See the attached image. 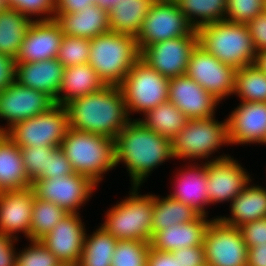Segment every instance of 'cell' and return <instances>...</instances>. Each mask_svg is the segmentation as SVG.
<instances>
[{"label":"cell","mask_w":266,"mask_h":266,"mask_svg":"<svg viewBox=\"0 0 266 266\" xmlns=\"http://www.w3.org/2000/svg\"><path fill=\"white\" fill-rule=\"evenodd\" d=\"M65 107L69 128L112 139L131 121L119 86L106 85L99 91L71 100Z\"/></svg>","instance_id":"cell-1"},{"label":"cell","mask_w":266,"mask_h":266,"mask_svg":"<svg viewBox=\"0 0 266 266\" xmlns=\"http://www.w3.org/2000/svg\"><path fill=\"white\" fill-rule=\"evenodd\" d=\"M114 145L116 164H126L132 186H140L154 168L174 158L171 140L149 130L138 119L123 127Z\"/></svg>","instance_id":"cell-2"},{"label":"cell","mask_w":266,"mask_h":266,"mask_svg":"<svg viewBox=\"0 0 266 266\" xmlns=\"http://www.w3.org/2000/svg\"><path fill=\"white\" fill-rule=\"evenodd\" d=\"M75 173L85 175L96 185L103 173L115 167L114 139L68 128L60 145Z\"/></svg>","instance_id":"cell-3"},{"label":"cell","mask_w":266,"mask_h":266,"mask_svg":"<svg viewBox=\"0 0 266 266\" xmlns=\"http://www.w3.org/2000/svg\"><path fill=\"white\" fill-rule=\"evenodd\" d=\"M198 45L224 64L236 69L254 64L256 51L248 26L227 20L197 29Z\"/></svg>","instance_id":"cell-4"},{"label":"cell","mask_w":266,"mask_h":266,"mask_svg":"<svg viewBox=\"0 0 266 266\" xmlns=\"http://www.w3.org/2000/svg\"><path fill=\"white\" fill-rule=\"evenodd\" d=\"M140 55L135 37L109 31L90 39L88 63L105 85L119 86Z\"/></svg>","instance_id":"cell-5"},{"label":"cell","mask_w":266,"mask_h":266,"mask_svg":"<svg viewBox=\"0 0 266 266\" xmlns=\"http://www.w3.org/2000/svg\"><path fill=\"white\" fill-rule=\"evenodd\" d=\"M131 196L116 203L109 211L101 227L115 239L150 242L154 195H138L139 186H133Z\"/></svg>","instance_id":"cell-6"},{"label":"cell","mask_w":266,"mask_h":266,"mask_svg":"<svg viewBox=\"0 0 266 266\" xmlns=\"http://www.w3.org/2000/svg\"><path fill=\"white\" fill-rule=\"evenodd\" d=\"M169 80L140 58L119 85L128 115L131 111L145 114L156 106L167 102Z\"/></svg>","instance_id":"cell-7"},{"label":"cell","mask_w":266,"mask_h":266,"mask_svg":"<svg viewBox=\"0 0 266 266\" xmlns=\"http://www.w3.org/2000/svg\"><path fill=\"white\" fill-rule=\"evenodd\" d=\"M228 144L227 120L213 117L189 119L186 126L171 139L174 158H209L221 145Z\"/></svg>","instance_id":"cell-8"},{"label":"cell","mask_w":266,"mask_h":266,"mask_svg":"<svg viewBox=\"0 0 266 266\" xmlns=\"http://www.w3.org/2000/svg\"><path fill=\"white\" fill-rule=\"evenodd\" d=\"M68 128L66 107L55 103L46 112L16 123L6 134L20 148L60 147Z\"/></svg>","instance_id":"cell-9"},{"label":"cell","mask_w":266,"mask_h":266,"mask_svg":"<svg viewBox=\"0 0 266 266\" xmlns=\"http://www.w3.org/2000/svg\"><path fill=\"white\" fill-rule=\"evenodd\" d=\"M195 29L174 0H155L136 36L140 53L163 40L190 35Z\"/></svg>","instance_id":"cell-10"},{"label":"cell","mask_w":266,"mask_h":266,"mask_svg":"<svg viewBox=\"0 0 266 266\" xmlns=\"http://www.w3.org/2000/svg\"><path fill=\"white\" fill-rule=\"evenodd\" d=\"M203 247L207 266H247L248 248L237 227L211 219Z\"/></svg>","instance_id":"cell-11"},{"label":"cell","mask_w":266,"mask_h":266,"mask_svg":"<svg viewBox=\"0 0 266 266\" xmlns=\"http://www.w3.org/2000/svg\"><path fill=\"white\" fill-rule=\"evenodd\" d=\"M95 187L97 185L91 179L78 173L36 179L31 185L35 197L53 202L68 213H79V206L89 200Z\"/></svg>","instance_id":"cell-12"},{"label":"cell","mask_w":266,"mask_h":266,"mask_svg":"<svg viewBox=\"0 0 266 266\" xmlns=\"http://www.w3.org/2000/svg\"><path fill=\"white\" fill-rule=\"evenodd\" d=\"M198 45L197 30L190 35L163 40L146 47L141 59L169 79L185 75L190 55Z\"/></svg>","instance_id":"cell-13"},{"label":"cell","mask_w":266,"mask_h":266,"mask_svg":"<svg viewBox=\"0 0 266 266\" xmlns=\"http://www.w3.org/2000/svg\"><path fill=\"white\" fill-rule=\"evenodd\" d=\"M236 70L197 45L190 55L186 75L221 101L234 92Z\"/></svg>","instance_id":"cell-14"},{"label":"cell","mask_w":266,"mask_h":266,"mask_svg":"<svg viewBox=\"0 0 266 266\" xmlns=\"http://www.w3.org/2000/svg\"><path fill=\"white\" fill-rule=\"evenodd\" d=\"M209 203L231 201L252 180L241 165L230 156H219L206 162Z\"/></svg>","instance_id":"cell-15"},{"label":"cell","mask_w":266,"mask_h":266,"mask_svg":"<svg viewBox=\"0 0 266 266\" xmlns=\"http://www.w3.org/2000/svg\"><path fill=\"white\" fill-rule=\"evenodd\" d=\"M54 104L55 102L45 93L15 81L0 91V118L7 120V127L9 126L4 129V133L16 123L46 112Z\"/></svg>","instance_id":"cell-16"},{"label":"cell","mask_w":266,"mask_h":266,"mask_svg":"<svg viewBox=\"0 0 266 266\" xmlns=\"http://www.w3.org/2000/svg\"><path fill=\"white\" fill-rule=\"evenodd\" d=\"M168 101L189 119L213 117L220 102L186 74L169 80Z\"/></svg>","instance_id":"cell-17"},{"label":"cell","mask_w":266,"mask_h":266,"mask_svg":"<svg viewBox=\"0 0 266 266\" xmlns=\"http://www.w3.org/2000/svg\"><path fill=\"white\" fill-rule=\"evenodd\" d=\"M79 213H68L39 241L63 264H78L83 251L85 226Z\"/></svg>","instance_id":"cell-18"},{"label":"cell","mask_w":266,"mask_h":266,"mask_svg":"<svg viewBox=\"0 0 266 266\" xmlns=\"http://www.w3.org/2000/svg\"><path fill=\"white\" fill-rule=\"evenodd\" d=\"M64 34L54 20H33L27 29L16 62H38L57 57Z\"/></svg>","instance_id":"cell-19"},{"label":"cell","mask_w":266,"mask_h":266,"mask_svg":"<svg viewBox=\"0 0 266 266\" xmlns=\"http://www.w3.org/2000/svg\"><path fill=\"white\" fill-rule=\"evenodd\" d=\"M226 120L229 144L265 142L266 102L242 101Z\"/></svg>","instance_id":"cell-20"},{"label":"cell","mask_w":266,"mask_h":266,"mask_svg":"<svg viewBox=\"0 0 266 266\" xmlns=\"http://www.w3.org/2000/svg\"><path fill=\"white\" fill-rule=\"evenodd\" d=\"M34 198L35 193L31 187L0 192L1 233L15 237L18 231L29 239Z\"/></svg>","instance_id":"cell-21"},{"label":"cell","mask_w":266,"mask_h":266,"mask_svg":"<svg viewBox=\"0 0 266 266\" xmlns=\"http://www.w3.org/2000/svg\"><path fill=\"white\" fill-rule=\"evenodd\" d=\"M64 69L56 58L38 62H16V82L45 93L56 103Z\"/></svg>","instance_id":"cell-22"},{"label":"cell","mask_w":266,"mask_h":266,"mask_svg":"<svg viewBox=\"0 0 266 266\" xmlns=\"http://www.w3.org/2000/svg\"><path fill=\"white\" fill-rule=\"evenodd\" d=\"M54 20L70 37L92 39L110 31L108 10L97 4L76 13H55Z\"/></svg>","instance_id":"cell-23"},{"label":"cell","mask_w":266,"mask_h":266,"mask_svg":"<svg viewBox=\"0 0 266 266\" xmlns=\"http://www.w3.org/2000/svg\"><path fill=\"white\" fill-rule=\"evenodd\" d=\"M206 217L199 215L191 222L170 225L155 232L150 240V248L172 252L184 247L203 246L205 231L211 222Z\"/></svg>","instance_id":"cell-24"},{"label":"cell","mask_w":266,"mask_h":266,"mask_svg":"<svg viewBox=\"0 0 266 266\" xmlns=\"http://www.w3.org/2000/svg\"><path fill=\"white\" fill-rule=\"evenodd\" d=\"M31 185L32 181L24 167L21 148L4 133L0 137V192L21 190Z\"/></svg>","instance_id":"cell-25"},{"label":"cell","mask_w":266,"mask_h":266,"mask_svg":"<svg viewBox=\"0 0 266 266\" xmlns=\"http://www.w3.org/2000/svg\"><path fill=\"white\" fill-rule=\"evenodd\" d=\"M245 188L230 202L231 218L218 217L229 226L237 227L266 217V189L261 186Z\"/></svg>","instance_id":"cell-26"},{"label":"cell","mask_w":266,"mask_h":266,"mask_svg":"<svg viewBox=\"0 0 266 266\" xmlns=\"http://www.w3.org/2000/svg\"><path fill=\"white\" fill-rule=\"evenodd\" d=\"M104 86L89 63L67 67L64 69L56 104L65 106L71 100L99 91Z\"/></svg>","instance_id":"cell-27"},{"label":"cell","mask_w":266,"mask_h":266,"mask_svg":"<svg viewBox=\"0 0 266 266\" xmlns=\"http://www.w3.org/2000/svg\"><path fill=\"white\" fill-rule=\"evenodd\" d=\"M190 167V169H189ZM185 172L178 173L177 186L170 197L192 207L197 213L207 216L204 205H208L206 162L201 167L189 166ZM178 187V188H177Z\"/></svg>","instance_id":"cell-28"},{"label":"cell","mask_w":266,"mask_h":266,"mask_svg":"<svg viewBox=\"0 0 266 266\" xmlns=\"http://www.w3.org/2000/svg\"><path fill=\"white\" fill-rule=\"evenodd\" d=\"M155 0H122L108 11L110 31L136 38Z\"/></svg>","instance_id":"cell-29"},{"label":"cell","mask_w":266,"mask_h":266,"mask_svg":"<svg viewBox=\"0 0 266 266\" xmlns=\"http://www.w3.org/2000/svg\"><path fill=\"white\" fill-rule=\"evenodd\" d=\"M31 17L22 15L12 8L0 10V53L16 59Z\"/></svg>","instance_id":"cell-30"},{"label":"cell","mask_w":266,"mask_h":266,"mask_svg":"<svg viewBox=\"0 0 266 266\" xmlns=\"http://www.w3.org/2000/svg\"><path fill=\"white\" fill-rule=\"evenodd\" d=\"M144 115L145 119L138 120L145 127L170 140L186 126L189 120L169 101L156 106Z\"/></svg>","instance_id":"cell-31"},{"label":"cell","mask_w":266,"mask_h":266,"mask_svg":"<svg viewBox=\"0 0 266 266\" xmlns=\"http://www.w3.org/2000/svg\"><path fill=\"white\" fill-rule=\"evenodd\" d=\"M199 215L192 207L171 198L169 195L162 199L154 195L152 235L170 225L191 222Z\"/></svg>","instance_id":"cell-32"},{"label":"cell","mask_w":266,"mask_h":266,"mask_svg":"<svg viewBox=\"0 0 266 266\" xmlns=\"http://www.w3.org/2000/svg\"><path fill=\"white\" fill-rule=\"evenodd\" d=\"M118 240L101 226L92 235L85 233L79 266H111Z\"/></svg>","instance_id":"cell-33"},{"label":"cell","mask_w":266,"mask_h":266,"mask_svg":"<svg viewBox=\"0 0 266 266\" xmlns=\"http://www.w3.org/2000/svg\"><path fill=\"white\" fill-rule=\"evenodd\" d=\"M174 1L179 6V9L183 12L188 22L195 30L204 25L212 24L226 19L227 0ZM197 17L198 19H200L197 20Z\"/></svg>","instance_id":"cell-34"},{"label":"cell","mask_w":266,"mask_h":266,"mask_svg":"<svg viewBox=\"0 0 266 266\" xmlns=\"http://www.w3.org/2000/svg\"><path fill=\"white\" fill-rule=\"evenodd\" d=\"M233 94L246 102H266V74L254 64L237 69Z\"/></svg>","instance_id":"cell-35"},{"label":"cell","mask_w":266,"mask_h":266,"mask_svg":"<svg viewBox=\"0 0 266 266\" xmlns=\"http://www.w3.org/2000/svg\"><path fill=\"white\" fill-rule=\"evenodd\" d=\"M68 212L53 202L35 197L33 200L32 219L29 240H40L47 235Z\"/></svg>","instance_id":"cell-36"},{"label":"cell","mask_w":266,"mask_h":266,"mask_svg":"<svg viewBox=\"0 0 266 266\" xmlns=\"http://www.w3.org/2000/svg\"><path fill=\"white\" fill-rule=\"evenodd\" d=\"M150 242L139 240H119L111 266H146Z\"/></svg>","instance_id":"cell-37"},{"label":"cell","mask_w":266,"mask_h":266,"mask_svg":"<svg viewBox=\"0 0 266 266\" xmlns=\"http://www.w3.org/2000/svg\"><path fill=\"white\" fill-rule=\"evenodd\" d=\"M90 39L64 35L56 59L64 66H77L89 62Z\"/></svg>","instance_id":"cell-38"},{"label":"cell","mask_w":266,"mask_h":266,"mask_svg":"<svg viewBox=\"0 0 266 266\" xmlns=\"http://www.w3.org/2000/svg\"><path fill=\"white\" fill-rule=\"evenodd\" d=\"M30 247L16 253L15 266H60L62 262L39 240H30Z\"/></svg>","instance_id":"cell-39"},{"label":"cell","mask_w":266,"mask_h":266,"mask_svg":"<svg viewBox=\"0 0 266 266\" xmlns=\"http://www.w3.org/2000/svg\"><path fill=\"white\" fill-rule=\"evenodd\" d=\"M265 9V0H227L225 20L247 24Z\"/></svg>","instance_id":"cell-40"},{"label":"cell","mask_w":266,"mask_h":266,"mask_svg":"<svg viewBox=\"0 0 266 266\" xmlns=\"http://www.w3.org/2000/svg\"><path fill=\"white\" fill-rule=\"evenodd\" d=\"M53 148L51 146L21 148L24 167L32 182L47 170L48 154Z\"/></svg>","instance_id":"cell-41"},{"label":"cell","mask_w":266,"mask_h":266,"mask_svg":"<svg viewBox=\"0 0 266 266\" xmlns=\"http://www.w3.org/2000/svg\"><path fill=\"white\" fill-rule=\"evenodd\" d=\"M55 1L56 0H5V3L7 8H12L27 17L47 14L46 17H40L38 20H51L55 18Z\"/></svg>","instance_id":"cell-42"},{"label":"cell","mask_w":266,"mask_h":266,"mask_svg":"<svg viewBox=\"0 0 266 266\" xmlns=\"http://www.w3.org/2000/svg\"><path fill=\"white\" fill-rule=\"evenodd\" d=\"M75 173L70 161L60 147H54L48 154L47 170L37 179H49L57 176H67Z\"/></svg>","instance_id":"cell-43"},{"label":"cell","mask_w":266,"mask_h":266,"mask_svg":"<svg viewBox=\"0 0 266 266\" xmlns=\"http://www.w3.org/2000/svg\"><path fill=\"white\" fill-rule=\"evenodd\" d=\"M247 248L266 243V217L239 227Z\"/></svg>","instance_id":"cell-44"},{"label":"cell","mask_w":266,"mask_h":266,"mask_svg":"<svg viewBox=\"0 0 266 266\" xmlns=\"http://www.w3.org/2000/svg\"><path fill=\"white\" fill-rule=\"evenodd\" d=\"M182 266H207L203 246L184 247L172 251Z\"/></svg>","instance_id":"cell-45"},{"label":"cell","mask_w":266,"mask_h":266,"mask_svg":"<svg viewBox=\"0 0 266 266\" xmlns=\"http://www.w3.org/2000/svg\"><path fill=\"white\" fill-rule=\"evenodd\" d=\"M256 53L266 50V9L247 24Z\"/></svg>","instance_id":"cell-46"},{"label":"cell","mask_w":266,"mask_h":266,"mask_svg":"<svg viewBox=\"0 0 266 266\" xmlns=\"http://www.w3.org/2000/svg\"><path fill=\"white\" fill-rule=\"evenodd\" d=\"M16 81L15 59L0 53V91L8 88Z\"/></svg>","instance_id":"cell-47"},{"label":"cell","mask_w":266,"mask_h":266,"mask_svg":"<svg viewBox=\"0 0 266 266\" xmlns=\"http://www.w3.org/2000/svg\"><path fill=\"white\" fill-rule=\"evenodd\" d=\"M16 237H10L0 232V266H15L16 252L13 244Z\"/></svg>","instance_id":"cell-48"},{"label":"cell","mask_w":266,"mask_h":266,"mask_svg":"<svg viewBox=\"0 0 266 266\" xmlns=\"http://www.w3.org/2000/svg\"><path fill=\"white\" fill-rule=\"evenodd\" d=\"M146 266H182L178 260L175 259L172 252L158 251L150 248Z\"/></svg>","instance_id":"cell-49"},{"label":"cell","mask_w":266,"mask_h":266,"mask_svg":"<svg viewBox=\"0 0 266 266\" xmlns=\"http://www.w3.org/2000/svg\"><path fill=\"white\" fill-rule=\"evenodd\" d=\"M96 4V0H56L55 13H76Z\"/></svg>","instance_id":"cell-50"},{"label":"cell","mask_w":266,"mask_h":266,"mask_svg":"<svg viewBox=\"0 0 266 266\" xmlns=\"http://www.w3.org/2000/svg\"><path fill=\"white\" fill-rule=\"evenodd\" d=\"M247 266H266V243L248 248Z\"/></svg>","instance_id":"cell-51"},{"label":"cell","mask_w":266,"mask_h":266,"mask_svg":"<svg viewBox=\"0 0 266 266\" xmlns=\"http://www.w3.org/2000/svg\"><path fill=\"white\" fill-rule=\"evenodd\" d=\"M254 65L266 74V50L256 53Z\"/></svg>","instance_id":"cell-52"},{"label":"cell","mask_w":266,"mask_h":266,"mask_svg":"<svg viewBox=\"0 0 266 266\" xmlns=\"http://www.w3.org/2000/svg\"><path fill=\"white\" fill-rule=\"evenodd\" d=\"M122 0H96V4L106 10H110L114 5L118 4Z\"/></svg>","instance_id":"cell-53"},{"label":"cell","mask_w":266,"mask_h":266,"mask_svg":"<svg viewBox=\"0 0 266 266\" xmlns=\"http://www.w3.org/2000/svg\"><path fill=\"white\" fill-rule=\"evenodd\" d=\"M6 8L5 0H0V10Z\"/></svg>","instance_id":"cell-54"},{"label":"cell","mask_w":266,"mask_h":266,"mask_svg":"<svg viewBox=\"0 0 266 266\" xmlns=\"http://www.w3.org/2000/svg\"><path fill=\"white\" fill-rule=\"evenodd\" d=\"M60 266H79V265H78V264H66V263L63 264V263H62Z\"/></svg>","instance_id":"cell-55"},{"label":"cell","mask_w":266,"mask_h":266,"mask_svg":"<svg viewBox=\"0 0 266 266\" xmlns=\"http://www.w3.org/2000/svg\"><path fill=\"white\" fill-rule=\"evenodd\" d=\"M2 126H0V137L4 134V129L5 128H1Z\"/></svg>","instance_id":"cell-56"}]
</instances>
